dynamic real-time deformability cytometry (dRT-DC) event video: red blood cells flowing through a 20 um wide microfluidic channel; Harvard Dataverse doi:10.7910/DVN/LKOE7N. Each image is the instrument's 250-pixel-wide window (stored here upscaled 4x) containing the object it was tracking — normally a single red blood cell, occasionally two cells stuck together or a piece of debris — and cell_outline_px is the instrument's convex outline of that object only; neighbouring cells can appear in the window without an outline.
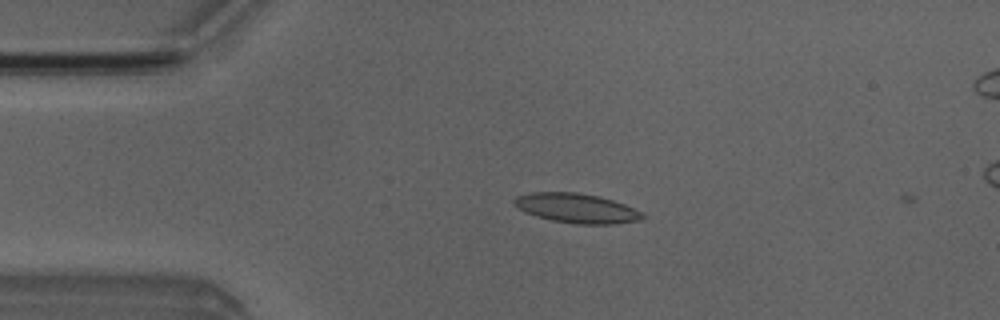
{"species": "Egyptian fruit bat (a non-hibernating species)", "species_latin": "Rousettus aegyptiacus", "temperature_condition": "room temperature", "stored_images_in_passage": 4, "camera_frame_rate_fps": 3000, "um_per_image_px": 0.085, "animal": {"sex": "male"}, "frame": {"image": 1, "passage_image": 2, "time_ms": 2.0, "image_size_px": [1000, 320], "cell_outline_px": [[648, 216], [640, 220], [616, 224], [576, 224], [552, 220], [536, 216], [524, 212], [512, 204], [512, 200], [516, 196], [528, 192], [576, 192], [596, 196], [612, 200], [624, 204], [644, 212]], "centroid_in_image_um": [49.0, 17.7], "position_along_channel_um": 36.0, "area_um2": 22.31}}